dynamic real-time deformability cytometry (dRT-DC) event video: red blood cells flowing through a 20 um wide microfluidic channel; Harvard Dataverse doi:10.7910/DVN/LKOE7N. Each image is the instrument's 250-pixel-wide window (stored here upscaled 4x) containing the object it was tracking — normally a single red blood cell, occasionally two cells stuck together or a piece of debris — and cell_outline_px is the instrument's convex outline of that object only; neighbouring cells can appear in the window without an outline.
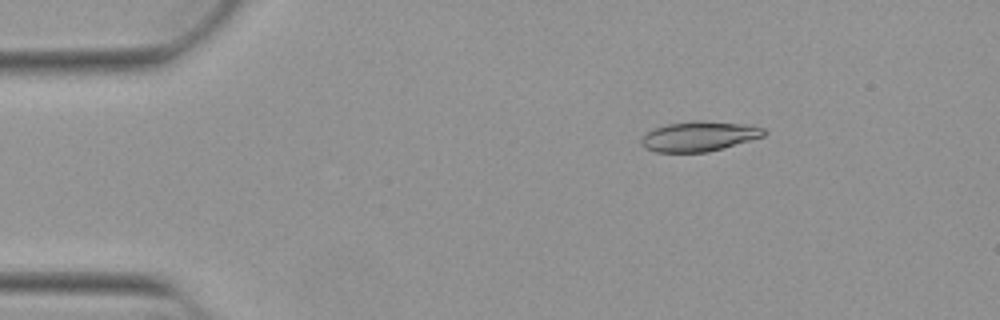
{"species": "Egyptian fruit bat (a non-hibernating species)", "species_latin": "Rousettus aegyptiacus", "temperature_condition": "warm", "stored_images_in_passage": 52, "camera_frame_rate_fps": 3000, "um_per_image_px": 0.085, "animal": {"sex": "female"}, "frame": {"image": 1, "passage_image": 8, "time_ms": 2.333, "image_size_px": [1000, 320], "cell_outline_px": [[768, 132], [764, 136], [708, 152], [656, 152], [644, 148], [640, 144], [640, 140], [644, 132], [652, 128], [668, 124], [692, 120], [704, 120], [736, 124], [764, 128]], "centroid_in_image_um": [59.33, 11.59], "position_along_channel_um": 25.7, "area_um2": 21.44}}
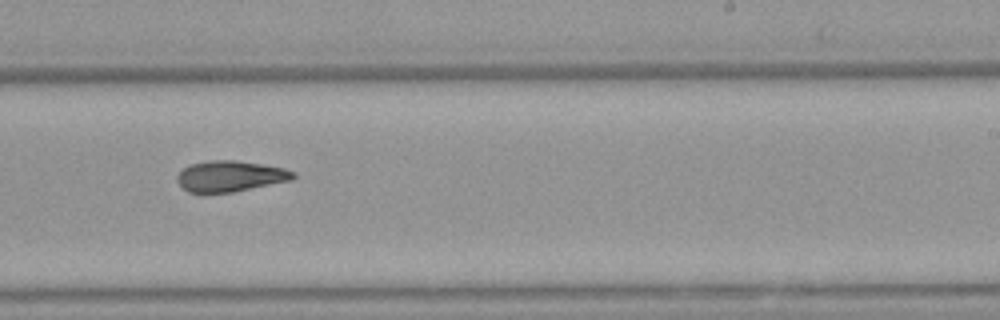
{"frame": {"image": 2, "passage_image": 32, "time_ms": 10.333, "image_size_px": [1000, 320], "cell_outline_px": [[296, 176], [292, 180], [232, 192], [188, 192], [176, 180], [176, 176], [184, 168], [192, 164], [208, 160], [236, 160], [284, 168], [296, 172]], "centroid_in_image_um": [19.59, 14.97], "position_along_channel_um": 269.4, "area_um2": 20.69}}
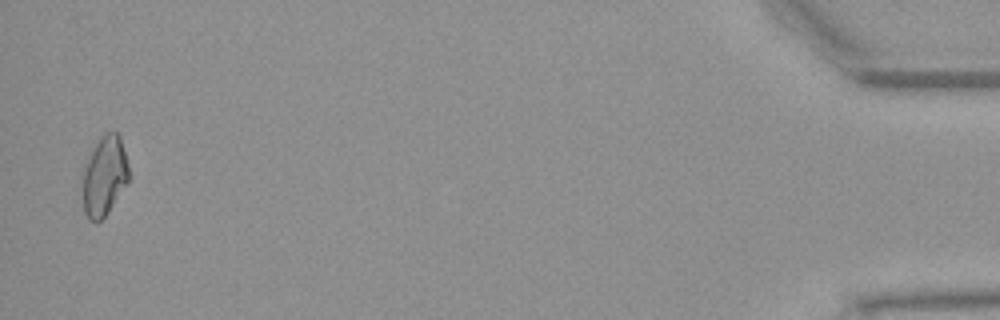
{"frame": {"image": 3, "passage_image": 51, "time_ms": 16.667, "image_size_px": [1000, 320], "cell_outline_px": [[128, 180], [108, 212], [100, 220], [88, 220], [84, 212], [84, 164], [88, 152], [108, 132], [116, 132], [120, 136], [128, 164]], "centroid_in_image_um": [8.86, 14.94], "position_along_channel_um": 426.3, "area_um2": 20.87}, "authors_computed_cell_mechanics": {"area_um2": 21.097, "velocity_mm_per_s": 3.9155, "shape_relaxation_time_tau1_ms": 9.489, "shape_relaxation_time_tau2_ms": 5.653, "deformation_change_tau1": 0.2497, "deformation_change_tau2": 0.142}}